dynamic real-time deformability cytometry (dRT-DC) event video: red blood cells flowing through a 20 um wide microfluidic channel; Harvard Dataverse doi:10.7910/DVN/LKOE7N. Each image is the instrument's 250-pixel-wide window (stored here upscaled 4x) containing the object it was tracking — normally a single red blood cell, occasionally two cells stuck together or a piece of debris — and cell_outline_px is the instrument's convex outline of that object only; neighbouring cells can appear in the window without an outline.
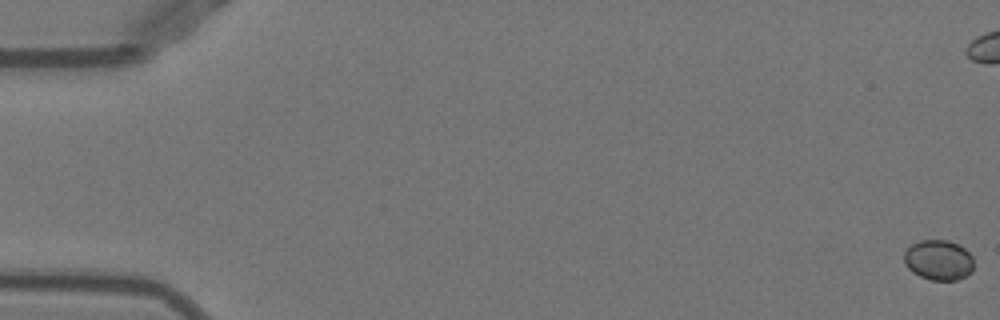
{"species": "Egyptian fruit bat (a non-hibernating species)", "species_latin": "Rousettus aegyptiacus", "temperature_condition": "warm", "stored_images_in_passage": 54, "camera_frame_rate_fps": 3000, "um_per_image_px": 0.085, "animal": {"sex": "female"}, "frame": {"image": 1, "passage_image": 1, "time_ms": 0.0, "image_size_px": [1000, 320], "cell_outline_px": [[972, 272], [956, 280], [932, 280], [920, 276], [912, 272], [904, 264], [904, 252], [912, 244], [920, 240], [948, 240], [960, 244], [972, 256]], "centroid_in_image_um": [79.76, 22.09], "position_along_channel_um": 5.2, "area_um2": 16.36}}
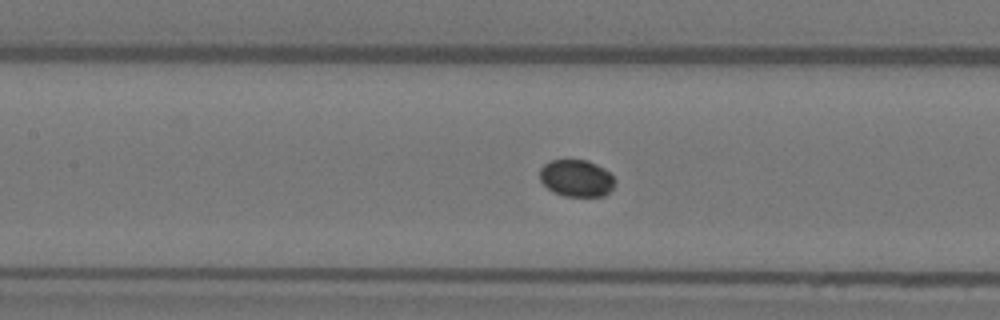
{"frame": {"image": 2, "passage_image": 25, "time_ms": 8.0, "image_size_px": [1000, 320], "cell_outline_px": [[616, 180], [612, 188], [604, 196], [564, 196], [552, 192], [540, 180], [540, 168], [544, 164], [552, 160], [588, 160], [604, 168]], "centroid_in_image_um": [48.99, 15.15], "position_along_channel_um": 158.4, "area_um2": 16.18}}
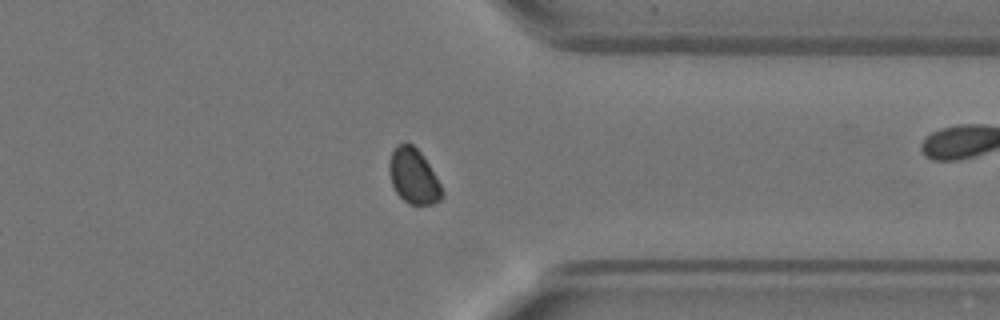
{"frame": {"image": 3, "passage_image": 42, "time_ms": 13.667, "image_size_px": [1000, 320], "cell_outline_px": [[444, 192], [440, 200], [432, 204], [408, 204], [396, 192], [392, 184], [388, 168], [388, 164], [392, 152], [404, 140], [412, 144], [420, 152], [428, 164], [440, 184]], "centroid_in_image_um": [35.14, 14.98], "position_along_channel_um": 376.3, "area_um2": 16.76}}